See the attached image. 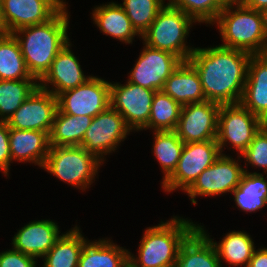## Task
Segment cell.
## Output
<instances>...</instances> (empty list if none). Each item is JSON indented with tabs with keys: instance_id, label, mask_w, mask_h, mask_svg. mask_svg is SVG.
<instances>
[{
	"instance_id": "cell-1",
	"label": "cell",
	"mask_w": 267,
	"mask_h": 267,
	"mask_svg": "<svg viewBox=\"0 0 267 267\" xmlns=\"http://www.w3.org/2000/svg\"><path fill=\"white\" fill-rule=\"evenodd\" d=\"M252 54L221 45L196 47L188 61L197 70L205 98L220 105L238 104Z\"/></svg>"
},
{
	"instance_id": "cell-2",
	"label": "cell",
	"mask_w": 267,
	"mask_h": 267,
	"mask_svg": "<svg viewBox=\"0 0 267 267\" xmlns=\"http://www.w3.org/2000/svg\"><path fill=\"white\" fill-rule=\"evenodd\" d=\"M69 20L70 12L59 11L45 23L23 27L12 33L19 43L29 73L38 81L70 41Z\"/></svg>"
},
{
	"instance_id": "cell-3",
	"label": "cell",
	"mask_w": 267,
	"mask_h": 267,
	"mask_svg": "<svg viewBox=\"0 0 267 267\" xmlns=\"http://www.w3.org/2000/svg\"><path fill=\"white\" fill-rule=\"evenodd\" d=\"M198 227L197 222L180 216L147 227L139 243L138 255L129 251L134 267H175L181 245Z\"/></svg>"
},
{
	"instance_id": "cell-4",
	"label": "cell",
	"mask_w": 267,
	"mask_h": 267,
	"mask_svg": "<svg viewBox=\"0 0 267 267\" xmlns=\"http://www.w3.org/2000/svg\"><path fill=\"white\" fill-rule=\"evenodd\" d=\"M221 46L239 49L252 55L267 53V38L260 11L246 7L242 2L223 8L216 21Z\"/></svg>"
},
{
	"instance_id": "cell-5",
	"label": "cell",
	"mask_w": 267,
	"mask_h": 267,
	"mask_svg": "<svg viewBox=\"0 0 267 267\" xmlns=\"http://www.w3.org/2000/svg\"><path fill=\"white\" fill-rule=\"evenodd\" d=\"M196 23L182 10L167 2L140 39L152 48L171 52L182 61H188L195 47L187 45V38Z\"/></svg>"
},
{
	"instance_id": "cell-6",
	"label": "cell",
	"mask_w": 267,
	"mask_h": 267,
	"mask_svg": "<svg viewBox=\"0 0 267 267\" xmlns=\"http://www.w3.org/2000/svg\"><path fill=\"white\" fill-rule=\"evenodd\" d=\"M103 164L82 146H50L42 169L83 192L95 182Z\"/></svg>"
},
{
	"instance_id": "cell-7",
	"label": "cell",
	"mask_w": 267,
	"mask_h": 267,
	"mask_svg": "<svg viewBox=\"0 0 267 267\" xmlns=\"http://www.w3.org/2000/svg\"><path fill=\"white\" fill-rule=\"evenodd\" d=\"M264 125L265 122L261 118L240 103L221 105L216 139L221 154L230 146L229 149L236 150L240 156Z\"/></svg>"
},
{
	"instance_id": "cell-8",
	"label": "cell",
	"mask_w": 267,
	"mask_h": 267,
	"mask_svg": "<svg viewBox=\"0 0 267 267\" xmlns=\"http://www.w3.org/2000/svg\"><path fill=\"white\" fill-rule=\"evenodd\" d=\"M221 155L217 140L185 143L173 174L161 185L164 192H185Z\"/></svg>"
},
{
	"instance_id": "cell-9",
	"label": "cell",
	"mask_w": 267,
	"mask_h": 267,
	"mask_svg": "<svg viewBox=\"0 0 267 267\" xmlns=\"http://www.w3.org/2000/svg\"><path fill=\"white\" fill-rule=\"evenodd\" d=\"M130 132L124 118L109 106L92 118L80 146L105 163V156L115 152Z\"/></svg>"
},
{
	"instance_id": "cell-10",
	"label": "cell",
	"mask_w": 267,
	"mask_h": 267,
	"mask_svg": "<svg viewBox=\"0 0 267 267\" xmlns=\"http://www.w3.org/2000/svg\"><path fill=\"white\" fill-rule=\"evenodd\" d=\"M221 154L215 162L206 168L195 180V182L184 192L190 197L192 204L196 205V198L221 196L223 193H232L244 174V167L239 163L241 156Z\"/></svg>"
},
{
	"instance_id": "cell-11",
	"label": "cell",
	"mask_w": 267,
	"mask_h": 267,
	"mask_svg": "<svg viewBox=\"0 0 267 267\" xmlns=\"http://www.w3.org/2000/svg\"><path fill=\"white\" fill-rule=\"evenodd\" d=\"M111 82L102 77H90L80 86L57 96L58 109L73 116L95 117L110 106Z\"/></svg>"
},
{
	"instance_id": "cell-12",
	"label": "cell",
	"mask_w": 267,
	"mask_h": 267,
	"mask_svg": "<svg viewBox=\"0 0 267 267\" xmlns=\"http://www.w3.org/2000/svg\"><path fill=\"white\" fill-rule=\"evenodd\" d=\"M154 90L126 81L111 82L110 106L119 112L133 131H143L148 125Z\"/></svg>"
},
{
	"instance_id": "cell-13",
	"label": "cell",
	"mask_w": 267,
	"mask_h": 267,
	"mask_svg": "<svg viewBox=\"0 0 267 267\" xmlns=\"http://www.w3.org/2000/svg\"><path fill=\"white\" fill-rule=\"evenodd\" d=\"M143 45L127 81L150 90H162L166 79L182 60L171 52Z\"/></svg>"
},
{
	"instance_id": "cell-14",
	"label": "cell",
	"mask_w": 267,
	"mask_h": 267,
	"mask_svg": "<svg viewBox=\"0 0 267 267\" xmlns=\"http://www.w3.org/2000/svg\"><path fill=\"white\" fill-rule=\"evenodd\" d=\"M221 105L213 101L182 106L175 132L184 143L216 140Z\"/></svg>"
},
{
	"instance_id": "cell-15",
	"label": "cell",
	"mask_w": 267,
	"mask_h": 267,
	"mask_svg": "<svg viewBox=\"0 0 267 267\" xmlns=\"http://www.w3.org/2000/svg\"><path fill=\"white\" fill-rule=\"evenodd\" d=\"M57 109V97L38 86L13 113L7 124L9 128L39 130L49 134Z\"/></svg>"
},
{
	"instance_id": "cell-16",
	"label": "cell",
	"mask_w": 267,
	"mask_h": 267,
	"mask_svg": "<svg viewBox=\"0 0 267 267\" xmlns=\"http://www.w3.org/2000/svg\"><path fill=\"white\" fill-rule=\"evenodd\" d=\"M71 44V41L65 44L56 55L49 70L38 81L40 88L51 92L55 97L66 90L80 86L92 77L83 73L79 59L71 50ZM49 84L52 86L50 87Z\"/></svg>"
},
{
	"instance_id": "cell-17",
	"label": "cell",
	"mask_w": 267,
	"mask_h": 267,
	"mask_svg": "<svg viewBox=\"0 0 267 267\" xmlns=\"http://www.w3.org/2000/svg\"><path fill=\"white\" fill-rule=\"evenodd\" d=\"M5 31L42 24L52 19L60 10L49 0H1Z\"/></svg>"
},
{
	"instance_id": "cell-18",
	"label": "cell",
	"mask_w": 267,
	"mask_h": 267,
	"mask_svg": "<svg viewBox=\"0 0 267 267\" xmlns=\"http://www.w3.org/2000/svg\"><path fill=\"white\" fill-rule=\"evenodd\" d=\"M58 223L50 219L34 220L17 230L12 248L23 254L43 258L61 237Z\"/></svg>"
},
{
	"instance_id": "cell-19",
	"label": "cell",
	"mask_w": 267,
	"mask_h": 267,
	"mask_svg": "<svg viewBox=\"0 0 267 267\" xmlns=\"http://www.w3.org/2000/svg\"><path fill=\"white\" fill-rule=\"evenodd\" d=\"M240 104L267 122V53L251 56Z\"/></svg>"
},
{
	"instance_id": "cell-20",
	"label": "cell",
	"mask_w": 267,
	"mask_h": 267,
	"mask_svg": "<svg viewBox=\"0 0 267 267\" xmlns=\"http://www.w3.org/2000/svg\"><path fill=\"white\" fill-rule=\"evenodd\" d=\"M9 145L12 163L28 162L42 169L50 150L49 134L39 130L10 128Z\"/></svg>"
},
{
	"instance_id": "cell-21",
	"label": "cell",
	"mask_w": 267,
	"mask_h": 267,
	"mask_svg": "<svg viewBox=\"0 0 267 267\" xmlns=\"http://www.w3.org/2000/svg\"><path fill=\"white\" fill-rule=\"evenodd\" d=\"M162 91L181 106L206 101L200 76L189 61H182L170 74Z\"/></svg>"
},
{
	"instance_id": "cell-22",
	"label": "cell",
	"mask_w": 267,
	"mask_h": 267,
	"mask_svg": "<svg viewBox=\"0 0 267 267\" xmlns=\"http://www.w3.org/2000/svg\"><path fill=\"white\" fill-rule=\"evenodd\" d=\"M90 14H92L93 24L103 35L111 36L125 44H132L135 36L141 38L118 2L96 5Z\"/></svg>"
},
{
	"instance_id": "cell-23",
	"label": "cell",
	"mask_w": 267,
	"mask_h": 267,
	"mask_svg": "<svg viewBox=\"0 0 267 267\" xmlns=\"http://www.w3.org/2000/svg\"><path fill=\"white\" fill-rule=\"evenodd\" d=\"M175 267H222L212 240L197 227L180 247Z\"/></svg>"
},
{
	"instance_id": "cell-24",
	"label": "cell",
	"mask_w": 267,
	"mask_h": 267,
	"mask_svg": "<svg viewBox=\"0 0 267 267\" xmlns=\"http://www.w3.org/2000/svg\"><path fill=\"white\" fill-rule=\"evenodd\" d=\"M198 227L212 240L218 253L220 264L227 263L229 266L247 267L254 250L256 249L254 240L245 231H229L224 235L220 242L211 238L204 225L198 224Z\"/></svg>"
},
{
	"instance_id": "cell-25",
	"label": "cell",
	"mask_w": 267,
	"mask_h": 267,
	"mask_svg": "<svg viewBox=\"0 0 267 267\" xmlns=\"http://www.w3.org/2000/svg\"><path fill=\"white\" fill-rule=\"evenodd\" d=\"M128 255L129 249L120 247L110 238L88 240L81 251L78 267H123Z\"/></svg>"
},
{
	"instance_id": "cell-26",
	"label": "cell",
	"mask_w": 267,
	"mask_h": 267,
	"mask_svg": "<svg viewBox=\"0 0 267 267\" xmlns=\"http://www.w3.org/2000/svg\"><path fill=\"white\" fill-rule=\"evenodd\" d=\"M238 187L232 191L235 205L239 210L255 213L267 206V174L249 172L246 168Z\"/></svg>"
},
{
	"instance_id": "cell-27",
	"label": "cell",
	"mask_w": 267,
	"mask_h": 267,
	"mask_svg": "<svg viewBox=\"0 0 267 267\" xmlns=\"http://www.w3.org/2000/svg\"><path fill=\"white\" fill-rule=\"evenodd\" d=\"M88 241L76 224L69 231L61 233L43 259L42 267H78L79 257L84 244Z\"/></svg>"
},
{
	"instance_id": "cell-28",
	"label": "cell",
	"mask_w": 267,
	"mask_h": 267,
	"mask_svg": "<svg viewBox=\"0 0 267 267\" xmlns=\"http://www.w3.org/2000/svg\"><path fill=\"white\" fill-rule=\"evenodd\" d=\"M92 118L73 116L57 109L49 133L50 146H80Z\"/></svg>"
},
{
	"instance_id": "cell-29",
	"label": "cell",
	"mask_w": 267,
	"mask_h": 267,
	"mask_svg": "<svg viewBox=\"0 0 267 267\" xmlns=\"http://www.w3.org/2000/svg\"><path fill=\"white\" fill-rule=\"evenodd\" d=\"M153 132V145L152 153L155 159L162 168L163 178L165 182L175 171L184 142L180 140L175 131H152Z\"/></svg>"
},
{
	"instance_id": "cell-30",
	"label": "cell",
	"mask_w": 267,
	"mask_h": 267,
	"mask_svg": "<svg viewBox=\"0 0 267 267\" xmlns=\"http://www.w3.org/2000/svg\"><path fill=\"white\" fill-rule=\"evenodd\" d=\"M36 79L29 73L19 43L6 33L0 40V80Z\"/></svg>"
},
{
	"instance_id": "cell-31",
	"label": "cell",
	"mask_w": 267,
	"mask_h": 267,
	"mask_svg": "<svg viewBox=\"0 0 267 267\" xmlns=\"http://www.w3.org/2000/svg\"><path fill=\"white\" fill-rule=\"evenodd\" d=\"M38 86L37 79L0 80V121L7 122Z\"/></svg>"
},
{
	"instance_id": "cell-32",
	"label": "cell",
	"mask_w": 267,
	"mask_h": 267,
	"mask_svg": "<svg viewBox=\"0 0 267 267\" xmlns=\"http://www.w3.org/2000/svg\"><path fill=\"white\" fill-rule=\"evenodd\" d=\"M182 106L162 90L156 91L148 125L143 130L175 131Z\"/></svg>"
},
{
	"instance_id": "cell-33",
	"label": "cell",
	"mask_w": 267,
	"mask_h": 267,
	"mask_svg": "<svg viewBox=\"0 0 267 267\" xmlns=\"http://www.w3.org/2000/svg\"><path fill=\"white\" fill-rule=\"evenodd\" d=\"M133 28L142 36L166 5L165 0H123L120 4Z\"/></svg>"
},
{
	"instance_id": "cell-34",
	"label": "cell",
	"mask_w": 267,
	"mask_h": 267,
	"mask_svg": "<svg viewBox=\"0 0 267 267\" xmlns=\"http://www.w3.org/2000/svg\"><path fill=\"white\" fill-rule=\"evenodd\" d=\"M198 23L213 26L223 7L216 0H168Z\"/></svg>"
},
{
	"instance_id": "cell-35",
	"label": "cell",
	"mask_w": 267,
	"mask_h": 267,
	"mask_svg": "<svg viewBox=\"0 0 267 267\" xmlns=\"http://www.w3.org/2000/svg\"><path fill=\"white\" fill-rule=\"evenodd\" d=\"M240 156L245 160L244 167L250 165L252 168H260L263 170L262 174H267V127L265 125Z\"/></svg>"
},
{
	"instance_id": "cell-36",
	"label": "cell",
	"mask_w": 267,
	"mask_h": 267,
	"mask_svg": "<svg viewBox=\"0 0 267 267\" xmlns=\"http://www.w3.org/2000/svg\"><path fill=\"white\" fill-rule=\"evenodd\" d=\"M37 259L13 248L0 252V267H37Z\"/></svg>"
},
{
	"instance_id": "cell-37",
	"label": "cell",
	"mask_w": 267,
	"mask_h": 267,
	"mask_svg": "<svg viewBox=\"0 0 267 267\" xmlns=\"http://www.w3.org/2000/svg\"><path fill=\"white\" fill-rule=\"evenodd\" d=\"M9 131L10 128L5 121H0V172L9 177V170L11 166V152L9 145Z\"/></svg>"
},
{
	"instance_id": "cell-38",
	"label": "cell",
	"mask_w": 267,
	"mask_h": 267,
	"mask_svg": "<svg viewBox=\"0 0 267 267\" xmlns=\"http://www.w3.org/2000/svg\"><path fill=\"white\" fill-rule=\"evenodd\" d=\"M247 267H267V247L255 249Z\"/></svg>"
},
{
	"instance_id": "cell-39",
	"label": "cell",
	"mask_w": 267,
	"mask_h": 267,
	"mask_svg": "<svg viewBox=\"0 0 267 267\" xmlns=\"http://www.w3.org/2000/svg\"><path fill=\"white\" fill-rule=\"evenodd\" d=\"M241 2L248 8L261 11L267 8V0H241Z\"/></svg>"
},
{
	"instance_id": "cell-40",
	"label": "cell",
	"mask_w": 267,
	"mask_h": 267,
	"mask_svg": "<svg viewBox=\"0 0 267 267\" xmlns=\"http://www.w3.org/2000/svg\"><path fill=\"white\" fill-rule=\"evenodd\" d=\"M53 3L60 11H68V3L66 0H49Z\"/></svg>"
},
{
	"instance_id": "cell-41",
	"label": "cell",
	"mask_w": 267,
	"mask_h": 267,
	"mask_svg": "<svg viewBox=\"0 0 267 267\" xmlns=\"http://www.w3.org/2000/svg\"><path fill=\"white\" fill-rule=\"evenodd\" d=\"M223 8L229 7L241 2V0H216Z\"/></svg>"
},
{
	"instance_id": "cell-42",
	"label": "cell",
	"mask_w": 267,
	"mask_h": 267,
	"mask_svg": "<svg viewBox=\"0 0 267 267\" xmlns=\"http://www.w3.org/2000/svg\"><path fill=\"white\" fill-rule=\"evenodd\" d=\"M262 16L263 30L267 38V8L260 11Z\"/></svg>"
},
{
	"instance_id": "cell-43",
	"label": "cell",
	"mask_w": 267,
	"mask_h": 267,
	"mask_svg": "<svg viewBox=\"0 0 267 267\" xmlns=\"http://www.w3.org/2000/svg\"><path fill=\"white\" fill-rule=\"evenodd\" d=\"M6 34L4 25H0V40Z\"/></svg>"
},
{
	"instance_id": "cell-44",
	"label": "cell",
	"mask_w": 267,
	"mask_h": 267,
	"mask_svg": "<svg viewBox=\"0 0 267 267\" xmlns=\"http://www.w3.org/2000/svg\"><path fill=\"white\" fill-rule=\"evenodd\" d=\"M0 25H4V20H3V16H2L1 0H0Z\"/></svg>"
},
{
	"instance_id": "cell-45",
	"label": "cell",
	"mask_w": 267,
	"mask_h": 267,
	"mask_svg": "<svg viewBox=\"0 0 267 267\" xmlns=\"http://www.w3.org/2000/svg\"><path fill=\"white\" fill-rule=\"evenodd\" d=\"M123 267H134L129 261Z\"/></svg>"
}]
</instances>
